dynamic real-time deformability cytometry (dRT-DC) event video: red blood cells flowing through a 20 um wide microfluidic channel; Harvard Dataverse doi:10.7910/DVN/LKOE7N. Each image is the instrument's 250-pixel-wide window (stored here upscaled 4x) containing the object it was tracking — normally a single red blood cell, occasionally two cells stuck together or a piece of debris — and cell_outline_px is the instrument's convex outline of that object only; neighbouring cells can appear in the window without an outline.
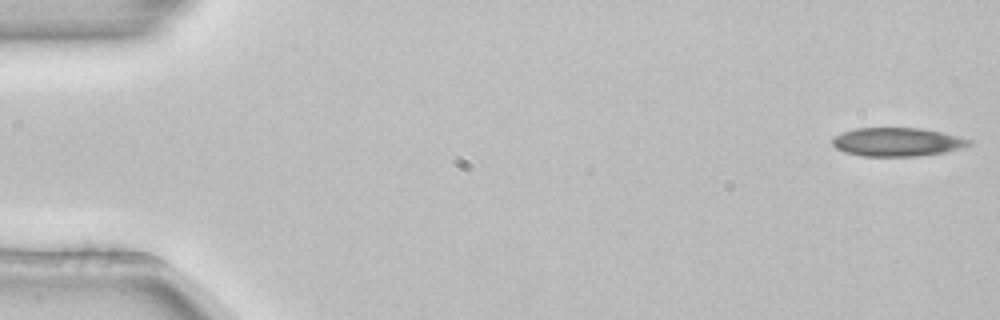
{"species": "common noctule bat (a hibernating species)", "species_latin": "Nyctalus noctula", "temperature_condition": "room temperature", "stored_images_in_passage": 53, "camera_frame_rate_fps": 3000, "um_per_image_px": 0.085, "animal": {"sex": "female", "body_mass_g": 22.7, "forearm_length_mm": 54.2}, "frame": {"image": 1, "passage_image": 1, "time_ms": 0.0, "image_size_px": [1000, 320], "cell_outline_px": [[972, 144], [944, 152], [920, 156], [864, 156], [844, 152], [836, 148], [832, 144], [832, 140], [836, 136], [844, 132], [856, 128], [920, 128], [940, 132], [972, 140]], "centroid_in_image_um": [76.24, 12.07], "position_along_channel_um": 8.8, "area_um2": 22.48}}
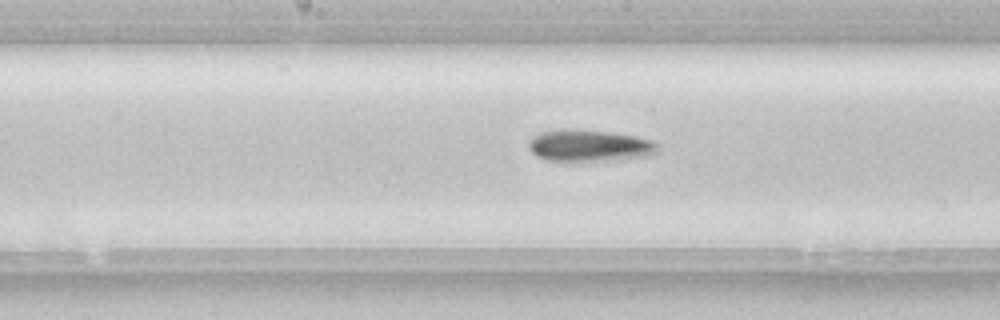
{"frame": {"image": 2, "passage_image": 27, "time_ms": 8.667, "image_size_px": [1000, 320], "cell_outline_px": [[660, 152], [648, 156], [604, 160], [548, 160], [536, 156], [528, 148], [528, 140], [532, 136], [540, 132], [560, 128], [572, 128], [608, 132], [636, 136], [652, 140], [660, 144]], "centroid_in_image_um": [50.1, 12.35], "position_along_channel_um": 198.1, "area_um2": 24.1}}
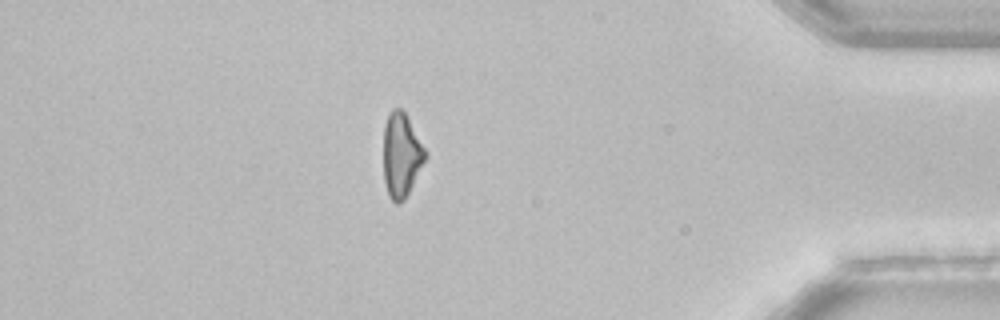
{"frame": {"image": 3, "passage_image": 46, "time_ms": 15.0, "image_size_px": [1000, 320], "cell_outline_px": [[428, 156], [404, 200], [400, 204], [396, 204], [388, 196], [384, 180], [384, 124], [388, 112], [392, 108], [400, 108], [408, 116], [428, 152]], "centroid_in_image_um": [34.13, 13.15], "position_along_channel_um": 401.1, "area_um2": 20.92}, "authors_computed_cell_mechanics": {"area_um2": 22.8888, "velocity_mm_per_s": 3.8655, "shape_relaxation_time_tau1_ms": null, "shape_relaxation_time_tau2_ms": 6.6578, "deformation_change_tau1": null, "deformation_change_tau2": 0.184}}